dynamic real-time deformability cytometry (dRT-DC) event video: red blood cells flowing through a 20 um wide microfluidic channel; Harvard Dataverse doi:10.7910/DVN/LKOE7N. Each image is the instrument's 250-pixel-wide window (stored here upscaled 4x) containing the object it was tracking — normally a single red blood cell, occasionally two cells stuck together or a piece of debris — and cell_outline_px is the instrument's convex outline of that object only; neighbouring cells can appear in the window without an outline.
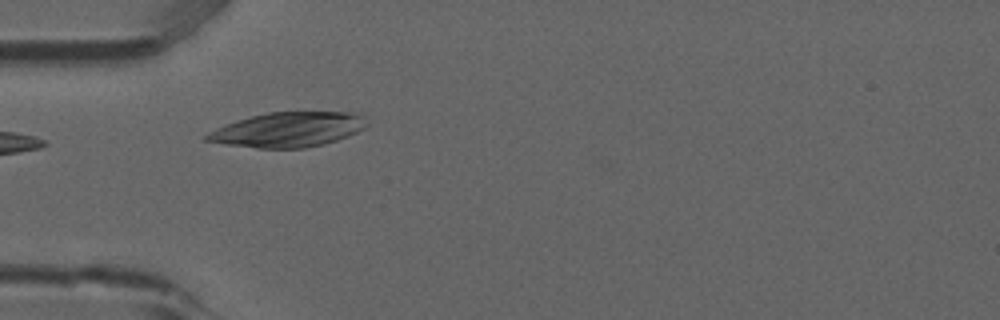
{"species": "common noctule bat (a hibernating species)", "species_latin": "Nyctalus noctula", "temperature_condition": "room temperature", "stored_images_in_passage": 6, "camera_frame_rate_fps": 3000, "um_per_image_px": 0.085, "animal": {"sex": "male", "forearm_length_mm": 52.5}, "frame": {"image": 1, "passage_image": 1, "time_ms": 0.0, "image_size_px": [1000, 320], "cell_outline_px": [[368, 124], [364, 128], [348, 136], [324, 144], [304, 148], [256, 148], [228, 144], [204, 140], [204, 136], [208, 132], [216, 128], [236, 120], [268, 112], [360, 112], [364, 116]], "centroid_in_image_um": [24.52, 11.01], "position_along_channel_um": 60.5, "area_um2": 32.43}}